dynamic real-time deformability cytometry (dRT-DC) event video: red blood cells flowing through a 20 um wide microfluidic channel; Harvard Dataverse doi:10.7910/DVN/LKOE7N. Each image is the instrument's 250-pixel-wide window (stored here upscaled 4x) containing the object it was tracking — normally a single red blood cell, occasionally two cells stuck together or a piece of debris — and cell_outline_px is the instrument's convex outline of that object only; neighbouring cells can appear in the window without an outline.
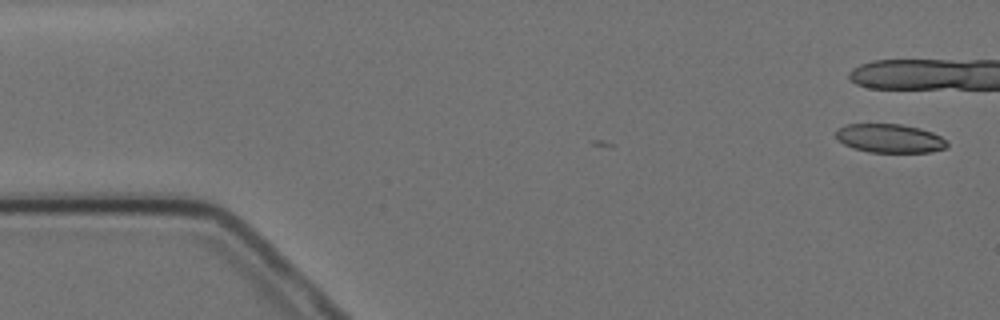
{"species": "Egyptian fruit bat (a non-hibernating species)", "species_latin": "Rousettus aegyptiacus", "temperature_condition": "cold", "stored_images_in_passage": 3, "camera_frame_rate_fps": 3000, "um_per_image_px": 0.085, "animal": {"sex": "female"}, "frame": {"image": 1, "passage_image": 1, "time_ms": 0.0, "image_size_px": [1000, 320], "cell_outline_px": [[948, 148], [932, 152], [868, 152], [852, 148], [844, 144], [836, 136], [836, 132], [840, 128], [848, 124], [900, 124], [920, 128], [932, 132], [948, 140]], "centroid_in_image_um": [75.69, 11.77], "position_along_channel_um": 9.3, "area_um2": 18.67}}